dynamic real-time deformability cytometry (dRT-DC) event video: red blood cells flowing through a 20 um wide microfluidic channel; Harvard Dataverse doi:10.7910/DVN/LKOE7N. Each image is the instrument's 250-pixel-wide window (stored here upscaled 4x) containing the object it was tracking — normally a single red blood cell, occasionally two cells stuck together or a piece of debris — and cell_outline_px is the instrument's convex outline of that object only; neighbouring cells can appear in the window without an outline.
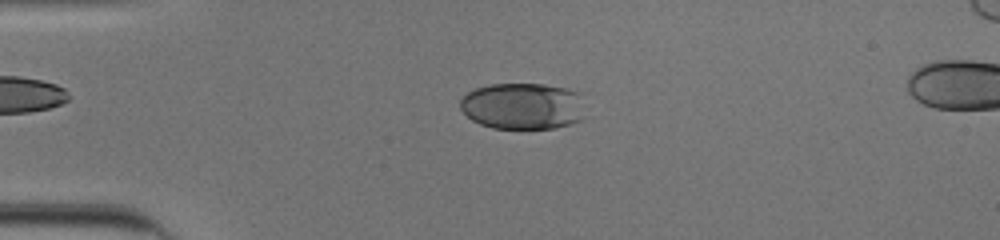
{"species": "human", "species_latin": "Homo sapiens", "temperature_condition": "cold", "stored_images_in_passage": 52, "camera_frame_rate_fps": 3000, "um_per_image_px": 0.085, "donor": {"sex": "male"}, "frame": {"image": 1, "passage_image": 13, "time_ms": 4.0, "image_size_px": [1000, 240], "cell_outline_px": [[580, 120], [568, 124], [552, 128], [492, 128], [480, 124], [472, 120], [460, 108], [460, 100], [468, 92], [476, 88], [488, 84], [544, 84], [564, 88], [580, 92]], "centroid_in_image_um": [44.37, 9.0], "position_along_channel_um": 40.6, "area_um2": 33.47}}
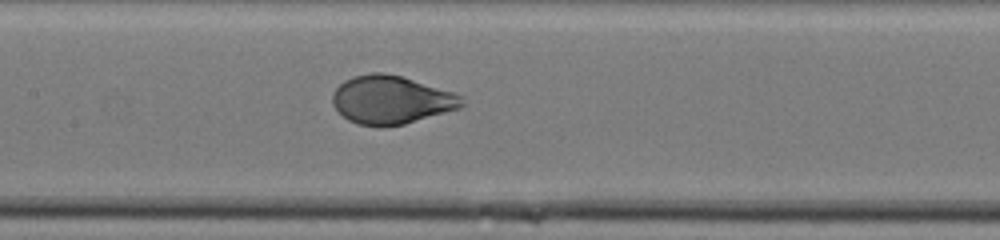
{"frame": {"image": 2, "passage_image": 26, "time_ms": 8.333, "image_size_px": [1000, 240], "cell_outline_px": [[464, 104], [460, 108], [404, 124], [380, 128], [360, 124], [348, 120], [332, 104], [332, 92], [344, 80], [352, 76], [372, 72], [384, 72], [400, 76], [452, 92], [464, 96]], "centroid_in_image_um": [33.23, 8.49], "position_along_channel_um": 174.2, "area_um2": 36.41}}
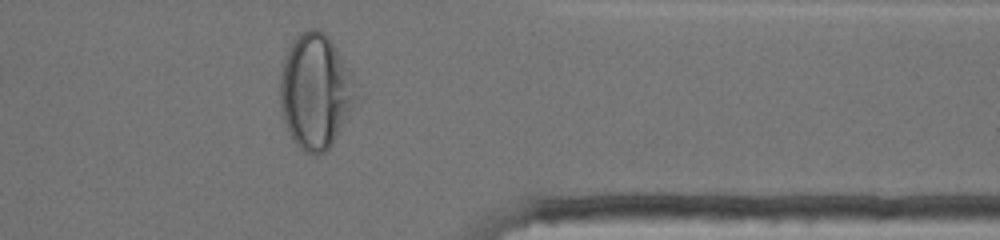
{"frame": {"image": 3, "passage_image": 43, "time_ms": 14.0, "image_size_px": [1000, 240], "cell_outline_px": [[356, 96], [352, 108], [332, 144], [324, 152], [316, 156], [312, 156], [304, 152], [292, 140], [288, 132], [280, 108], [280, 76], [284, 56], [292, 40], [300, 32], [308, 28], [316, 28], [324, 32], [328, 36], [352, 72]], "centroid_in_image_um": [26.78, 7.76], "position_along_channel_um": 384.6, "area_um2": 50.92}, "authors_computed_cell_mechanics": {"area_um2": 37.9457, "velocity_mm_per_s": 3.8869, "shape_relaxation_time_tau1_ms": 4.8193, "shape_relaxation_time_tau2_ms": null, "deformation_change_tau1": 0.2262, "deformation_change_tau2": null}}